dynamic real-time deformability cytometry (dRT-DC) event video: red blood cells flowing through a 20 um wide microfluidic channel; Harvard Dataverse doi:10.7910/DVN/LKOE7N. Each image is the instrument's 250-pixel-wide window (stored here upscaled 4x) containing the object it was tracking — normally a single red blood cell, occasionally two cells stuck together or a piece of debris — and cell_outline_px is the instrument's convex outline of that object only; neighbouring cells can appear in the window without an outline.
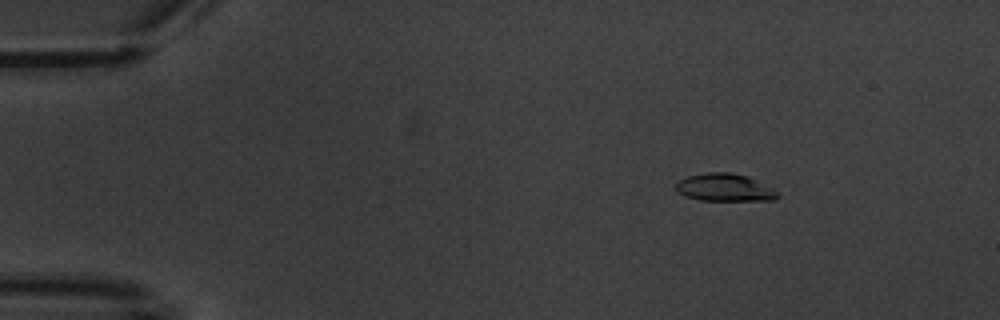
{"species": "common noctule bat (a hibernating species)", "species_latin": "Nyctalus noctula", "temperature_condition": "warm", "stored_images_in_passage": 7, "camera_frame_rate_fps": 3000, "um_per_image_px": 0.085, "animal": {"sex": "male", "body_mass_g": 20.1, "forearm_length_mm": 53.5}, "frame": {"image": 1, "passage_image": 3, "time_ms": 2.333, "image_size_px": [1000, 320], "cell_outline_px": [[780, 196], [772, 200], [700, 200], [684, 196], [676, 192], [676, 184], [680, 180], [688, 176], [708, 172], [732, 172], [748, 176], [780, 192]], "centroid_in_image_um": [61.6, 15.94], "position_along_channel_um": 23.4, "area_um2": 16.42}}
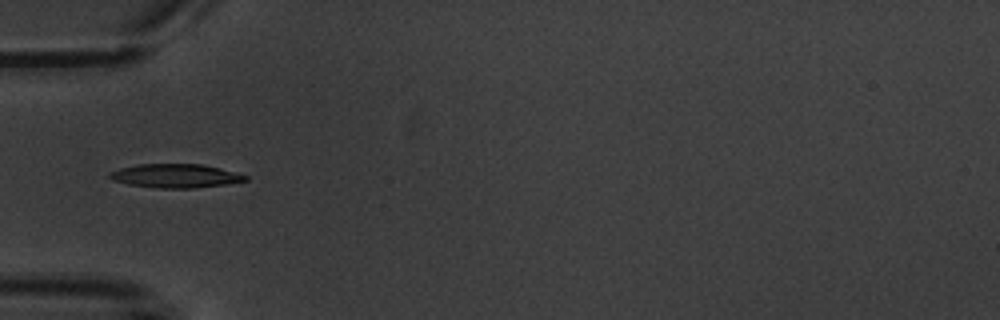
{"frame": {"image": 2, "passage_image": 6, "time_ms": 6.0, "image_size_px": [1000, 320], "cell_outline_px": [[248, 180], [224, 184], [192, 188], [156, 188], [128, 184], [112, 180], [108, 176], [108, 172], [120, 168], [136, 164], [200, 164], [220, 168], [236, 172], [248, 176]], "centroid_in_image_um": [14.87, 14.94], "position_along_channel_um": 70.1, "area_um2": 18.79}}